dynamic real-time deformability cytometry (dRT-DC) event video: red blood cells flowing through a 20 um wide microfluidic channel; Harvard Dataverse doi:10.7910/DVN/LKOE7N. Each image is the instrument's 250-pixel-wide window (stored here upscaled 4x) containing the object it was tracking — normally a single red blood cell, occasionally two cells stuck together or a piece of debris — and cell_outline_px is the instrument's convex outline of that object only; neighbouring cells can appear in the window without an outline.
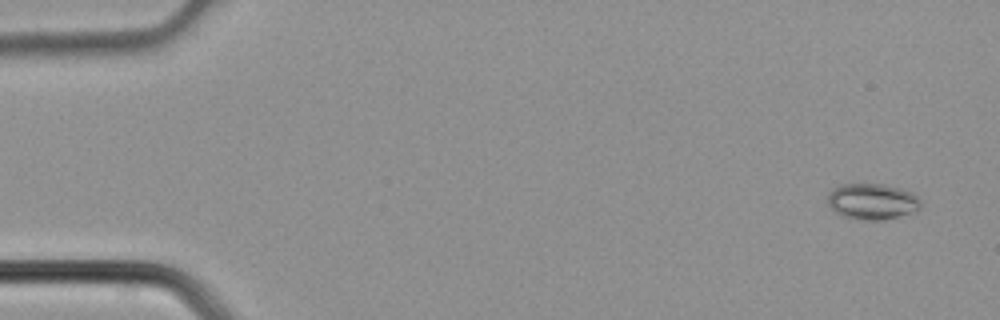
{"species": "common noctule bat (a hibernating species)", "species_latin": "Nyctalus noctula", "temperature_condition": "cold", "stored_images_in_passage": 4, "camera_frame_rate_fps": 3000, "um_per_image_px": 0.085, "animal": {"sex": "male", "body_mass_g": 21.5, "forearm_length_mm": 52.0}, "frame": {"image": 1, "passage_image": 1, "time_ms": 0.0, "image_size_px": [1000, 320], "cell_outline_px": [[920, 208], [912, 212], [884, 220], [864, 220], [844, 216], [836, 212], [828, 204], [828, 196], [832, 188], [840, 184], [884, 184], [900, 188], [912, 192], [920, 200]], "centroid_in_image_um": [74.13, 17.11], "position_along_channel_um": 10.9, "area_um2": 19.42}}
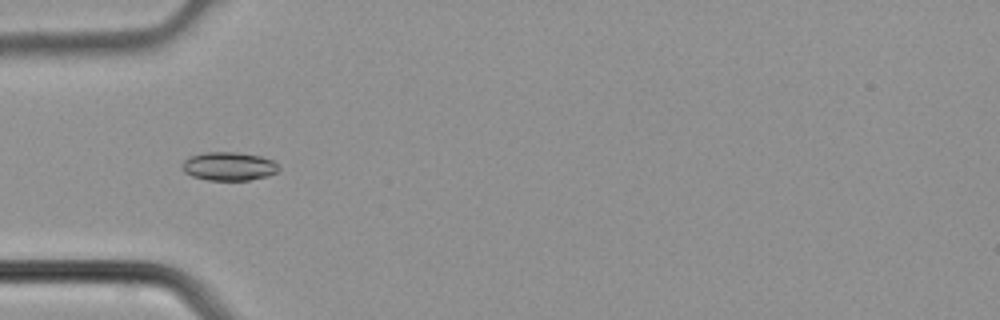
{"frame": {"image": 2, "passage_image": 4, "time_ms": 1.0, "image_size_px": [1000, 320], "cell_outline_px": [[280, 168], [276, 172], [268, 176], [248, 180], [208, 180], [192, 176], [184, 172], [180, 168], [180, 164], [188, 156], [204, 152], [236, 152], [260, 156], [272, 160]], "centroid_in_image_um": [19.39, 14.13], "position_along_channel_um": 65.6, "area_um2": 16.18}}